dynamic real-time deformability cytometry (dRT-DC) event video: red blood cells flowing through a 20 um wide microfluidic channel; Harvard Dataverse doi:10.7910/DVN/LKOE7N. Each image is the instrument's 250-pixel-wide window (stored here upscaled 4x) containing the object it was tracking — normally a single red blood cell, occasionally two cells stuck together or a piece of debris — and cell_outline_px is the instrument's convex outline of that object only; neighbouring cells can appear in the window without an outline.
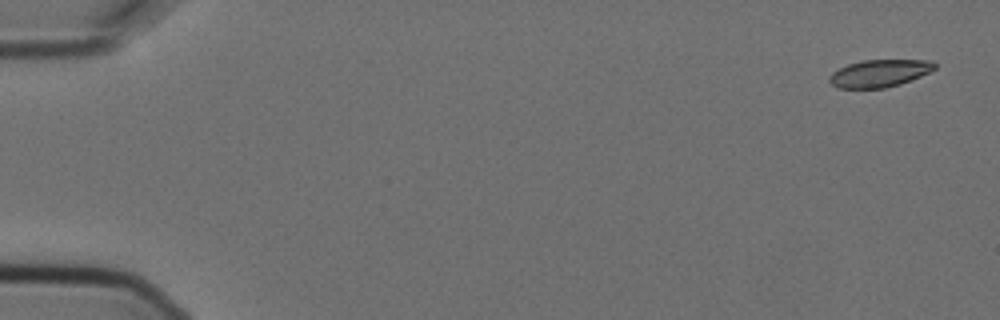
{"species": "Egyptian fruit bat (a non-hibernating species)", "species_latin": "Rousettus aegyptiacus", "temperature_condition": "cold", "stored_images_in_passage": 3, "camera_frame_rate_fps": 3000, "um_per_image_px": 0.085, "animal": {"sex": "female"}, "frame": {"image": 1, "passage_image": 1, "time_ms": 0.0, "image_size_px": [1000, 320], "cell_outline_px": [[936, 68], [920, 76], [900, 84], [884, 88], [836, 88], [828, 80], [828, 76], [832, 72], [848, 64], [864, 60], [932, 60], [936, 64]], "centroid_in_image_um": [74.73, 6.23], "position_along_channel_um": 10.3, "area_um2": 16.76}}